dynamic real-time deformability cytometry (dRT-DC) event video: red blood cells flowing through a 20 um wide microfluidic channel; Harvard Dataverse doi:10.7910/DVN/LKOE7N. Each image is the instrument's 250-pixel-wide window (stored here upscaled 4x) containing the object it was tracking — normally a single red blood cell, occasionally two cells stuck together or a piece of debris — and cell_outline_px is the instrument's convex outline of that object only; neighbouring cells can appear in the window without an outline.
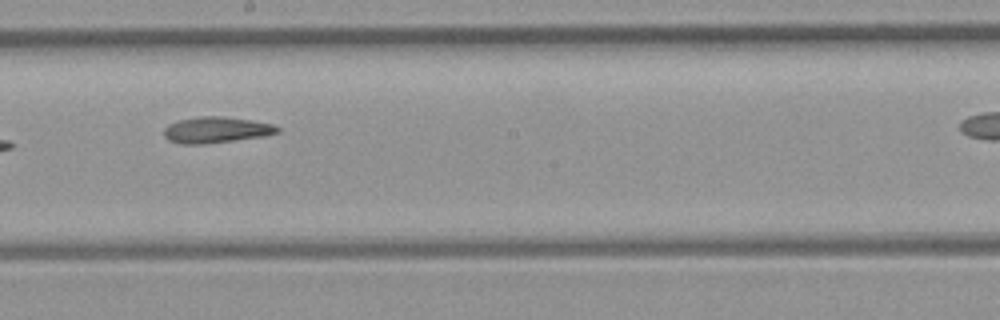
{"species": "common noctule bat (a hibernating species)", "species_latin": "Nyctalus noctula", "temperature_condition": "room temperature", "stored_images_in_passage": 9, "camera_frame_rate_fps": 3000, "um_per_image_px": 0.085, "animal": {"sex": "female", "body_mass_g": 21.9}, "frame": {"image": 1, "passage_image": 6, "time_ms": 5.667, "image_size_px": [1000, 320], "cell_outline_px": [[280, 132], [264, 136], [200, 144], [180, 144], [168, 140], [164, 136], [164, 128], [168, 124], [176, 120], [200, 116], [224, 116], [252, 120], [272, 124], [280, 128]], "centroid_in_image_um": [18.35, 11.03], "position_along_channel_um": 229.9, "area_um2": 17.28}}
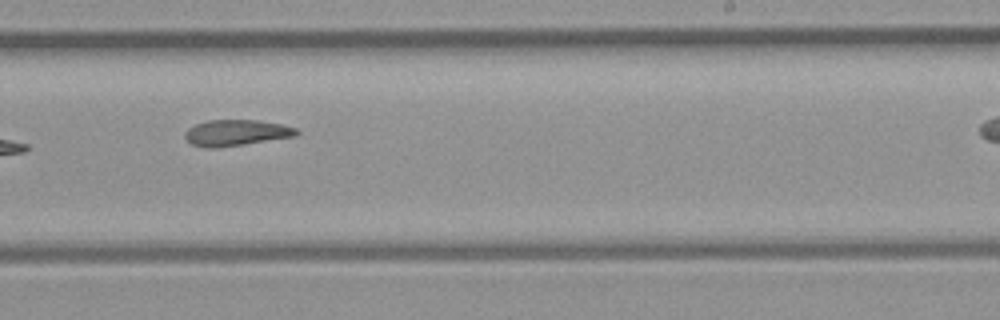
{"frame": {"image": 2, "passage_image": 7, "time_ms": 6.667, "image_size_px": [1000, 320], "cell_outline_px": [[300, 132], [296, 136], [240, 144], [192, 144], [184, 136], [184, 132], [188, 128], [196, 124], [208, 120], [256, 120], [280, 124], [296, 128]], "centroid_in_image_um": [20.15, 11.22], "position_along_channel_um": 268.9, "area_um2": 15.84}}